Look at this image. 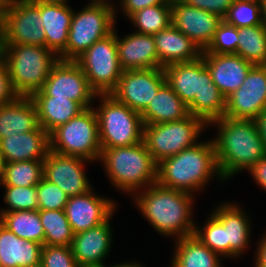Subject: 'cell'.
Segmentation results:
<instances>
[{
    "mask_svg": "<svg viewBox=\"0 0 266 267\" xmlns=\"http://www.w3.org/2000/svg\"><path fill=\"white\" fill-rule=\"evenodd\" d=\"M163 71L166 83L187 105L189 114L202 119L207 125L224 117L226 98L212 82L202 57L167 65Z\"/></svg>",
    "mask_w": 266,
    "mask_h": 267,
    "instance_id": "6da1fadb",
    "label": "cell"
},
{
    "mask_svg": "<svg viewBox=\"0 0 266 267\" xmlns=\"http://www.w3.org/2000/svg\"><path fill=\"white\" fill-rule=\"evenodd\" d=\"M132 199L159 235L177 240L194 234L197 225L192 219L194 195L156 182L136 192Z\"/></svg>",
    "mask_w": 266,
    "mask_h": 267,
    "instance_id": "7a4b0ae2",
    "label": "cell"
},
{
    "mask_svg": "<svg viewBox=\"0 0 266 267\" xmlns=\"http://www.w3.org/2000/svg\"><path fill=\"white\" fill-rule=\"evenodd\" d=\"M217 127L215 145L217 163L224 181L248 170L266 155L264 142L254 120L222 117L208 126Z\"/></svg>",
    "mask_w": 266,
    "mask_h": 267,
    "instance_id": "3957f363",
    "label": "cell"
},
{
    "mask_svg": "<svg viewBox=\"0 0 266 267\" xmlns=\"http://www.w3.org/2000/svg\"><path fill=\"white\" fill-rule=\"evenodd\" d=\"M215 177L224 181L212 139L199 141L195 146L157 163L159 185L192 195L202 191Z\"/></svg>",
    "mask_w": 266,
    "mask_h": 267,
    "instance_id": "277c9868",
    "label": "cell"
},
{
    "mask_svg": "<svg viewBox=\"0 0 266 267\" xmlns=\"http://www.w3.org/2000/svg\"><path fill=\"white\" fill-rule=\"evenodd\" d=\"M99 162L111 184L124 195L132 197L157 182V163L143 141L128 147L102 148Z\"/></svg>",
    "mask_w": 266,
    "mask_h": 267,
    "instance_id": "5b68a950",
    "label": "cell"
},
{
    "mask_svg": "<svg viewBox=\"0 0 266 267\" xmlns=\"http://www.w3.org/2000/svg\"><path fill=\"white\" fill-rule=\"evenodd\" d=\"M8 65L10 80L19 96L31 97L40 91L59 56L37 45H0Z\"/></svg>",
    "mask_w": 266,
    "mask_h": 267,
    "instance_id": "8992f818",
    "label": "cell"
},
{
    "mask_svg": "<svg viewBox=\"0 0 266 267\" xmlns=\"http://www.w3.org/2000/svg\"><path fill=\"white\" fill-rule=\"evenodd\" d=\"M95 99L100 100L94 110L101 148L128 147L143 141L144 124L140 113L111 94H97Z\"/></svg>",
    "mask_w": 266,
    "mask_h": 267,
    "instance_id": "52a82bcc",
    "label": "cell"
},
{
    "mask_svg": "<svg viewBox=\"0 0 266 267\" xmlns=\"http://www.w3.org/2000/svg\"><path fill=\"white\" fill-rule=\"evenodd\" d=\"M49 140L50 150L55 153L98 162L102 148L94 106L58 126L49 134Z\"/></svg>",
    "mask_w": 266,
    "mask_h": 267,
    "instance_id": "ba28073f",
    "label": "cell"
},
{
    "mask_svg": "<svg viewBox=\"0 0 266 267\" xmlns=\"http://www.w3.org/2000/svg\"><path fill=\"white\" fill-rule=\"evenodd\" d=\"M117 9L103 4L88 3L82 10H73L66 49L61 60L75 61L96 41L115 29Z\"/></svg>",
    "mask_w": 266,
    "mask_h": 267,
    "instance_id": "9c48e42d",
    "label": "cell"
},
{
    "mask_svg": "<svg viewBox=\"0 0 266 267\" xmlns=\"http://www.w3.org/2000/svg\"><path fill=\"white\" fill-rule=\"evenodd\" d=\"M208 125L200 118L189 114L186 118L165 123L143 126V142L153 160L178 154L195 146Z\"/></svg>",
    "mask_w": 266,
    "mask_h": 267,
    "instance_id": "30bf717a",
    "label": "cell"
},
{
    "mask_svg": "<svg viewBox=\"0 0 266 267\" xmlns=\"http://www.w3.org/2000/svg\"><path fill=\"white\" fill-rule=\"evenodd\" d=\"M116 27L106 37L92 44L75 61L97 94H110L122 75L116 44Z\"/></svg>",
    "mask_w": 266,
    "mask_h": 267,
    "instance_id": "8fae6325",
    "label": "cell"
},
{
    "mask_svg": "<svg viewBox=\"0 0 266 267\" xmlns=\"http://www.w3.org/2000/svg\"><path fill=\"white\" fill-rule=\"evenodd\" d=\"M0 45L45 47L40 1L22 0L2 7Z\"/></svg>",
    "mask_w": 266,
    "mask_h": 267,
    "instance_id": "7c38bea8",
    "label": "cell"
},
{
    "mask_svg": "<svg viewBox=\"0 0 266 267\" xmlns=\"http://www.w3.org/2000/svg\"><path fill=\"white\" fill-rule=\"evenodd\" d=\"M96 95L76 61L59 59L41 90L32 96L68 98L76 101L83 109H87L93 107Z\"/></svg>",
    "mask_w": 266,
    "mask_h": 267,
    "instance_id": "4fadbf2b",
    "label": "cell"
},
{
    "mask_svg": "<svg viewBox=\"0 0 266 267\" xmlns=\"http://www.w3.org/2000/svg\"><path fill=\"white\" fill-rule=\"evenodd\" d=\"M165 83L163 68L126 70L110 94L141 114Z\"/></svg>",
    "mask_w": 266,
    "mask_h": 267,
    "instance_id": "5bb4252c",
    "label": "cell"
},
{
    "mask_svg": "<svg viewBox=\"0 0 266 267\" xmlns=\"http://www.w3.org/2000/svg\"><path fill=\"white\" fill-rule=\"evenodd\" d=\"M266 109V67L253 65L242 85L226 98L225 117L254 120Z\"/></svg>",
    "mask_w": 266,
    "mask_h": 267,
    "instance_id": "9a60e30c",
    "label": "cell"
},
{
    "mask_svg": "<svg viewBox=\"0 0 266 267\" xmlns=\"http://www.w3.org/2000/svg\"><path fill=\"white\" fill-rule=\"evenodd\" d=\"M43 162V177L56 184L69 197L84 194L92 189V183L84 169L85 164L91 161L49 150Z\"/></svg>",
    "mask_w": 266,
    "mask_h": 267,
    "instance_id": "2e32d148",
    "label": "cell"
},
{
    "mask_svg": "<svg viewBox=\"0 0 266 267\" xmlns=\"http://www.w3.org/2000/svg\"><path fill=\"white\" fill-rule=\"evenodd\" d=\"M223 19L217 14L171 0V24L190 38L201 51L210 45Z\"/></svg>",
    "mask_w": 266,
    "mask_h": 267,
    "instance_id": "e0dca14e",
    "label": "cell"
},
{
    "mask_svg": "<svg viewBox=\"0 0 266 267\" xmlns=\"http://www.w3.org/2000/svg\"><path fill=\"white\" fill-rule=\"evenodd\" d=\"M116 209L114 200L99 196L92 188L84 194L69 197L64 211L76 234L106 222L114 216Z\"/></svg>",
    "mask_w": 266,
    "mask_h": 267,
    "instance_id": "ac0fdd59",
    "label": "cell"
},
{
    "mask_svg": "<svg viewBox=\"0 0 266 267\" xmlns=\"http://www.w3.org/2000/svg\"><path fill=\"white\" fill-rule=\"evenodd\" d=\"M111 218L86 231L74 234L70 245L79 266H102L111 251L113 230Z\"/></svg>",
    "mask_w": 266,
    "mask_h": 267,
    "instance_id": "d6986e66",
    "label": "cell"
},
{
    "mask_svg": "<svg viewBox=\"0 0 266 267\" xmlns=\"http://www.w3.org/2000/svg\"><path fill=\"white\" fill-rule=\"evenodd\" d=\"M205 66L208 68L212 82L225 98L236 91L245 80L252 63L241 56L230 54L202 53Z\"/></svg>",
    "mask_w": 266,
    "mask_h": 267,
    "instance_id": "ffe728a7",
    "label": "cell"
},
{
    "mask_svg": "<svg viewBox=\"0 0 266 267\" xmlns=\"http://www.w3.org/2000/svg\"><path fill=\"white\" fill-rule=\"evenodd\" d=\"M236 203L222 202L211 212L224 226L229 258L244 255L251 239V218Z\"/></svg>",
    "mask_w": 266,
    "mask_h": 267,
    "instance_id": "44dd1931",
    "label": "cell"
},
{
    "mask_svg": "<svg viewBox=\"0 0 266 267\" xmlns=\"http://www.w3.org/2000/svg\"><path fill=\"white\" fill-rule=\"evenodd\" d=\"M116 44L123 71L159 68L153 35L132 32L120 38L116 32Z\"/></svg>",
    "mask_w": 266,
    "mask_h": 267,
    "instance_id": "7402d4cb",
    "label": "cell"
},
{
    "mask_svg": "<svg viewBox=\"0 0 266 267\" xmlns=\"http://www.w3.org/2000/svg\"><path fill=\"white\" fill-rule=\"evenodd\" d=\"M0 148L4 163L44 161L50 150L49 134L39 125L34 131L2 138Z\"/></svg>",
    "mask_w": 266,
    "mask_h": 267,
    "instance_id": "603a6c76",
    "label": "cell"
},
{
    "mask_svg": "<svg viewBox=\"0 0 266 267\" xmlns=\"http://www.w3.org/2000/svg\"><path fill=\"white\" fill-rule=\"evenodd\" d=\"M73 8L68 2L40 1L45 47L58 56L66 49Z\"/></svg>",
    "mask_w": 266,
    "mask_h": 267,
    "instance_id": "cb8c5ba5",
    "label": "cell"
},
{
    "mask_svg": "<svg viewBox=\"0 0 266 267\" xmlns=\"http://www.w3.org/2000/svg\"><path fill=\"white\" fill-rule=\"evenodd\" d=\"M153 36L159 59V68H164L173 63L195 61L202 55L199 47L172 24Z\"/></svg>",
    "mask_w": 266,
    "mask_h": 267,
    "instance_id": "d4e9b609",
    "label": "cell"
},
{
    "mask_svg": "<svg viewBox=\"0 0 266 267\" xmlns=\"http://www.w3.org/2000/svg\"><path fill=\"white\" fill-rule=\"evenodd\" d=\"M42 244L16 236L0 223V262L2 267L40 265Z\"/></svg>",
    "mask_w": 266,
    "mask_h": 267,
    "instance_id": "484cf974",
    "label": "cell"
},
{
    "mask_svg": "<svg viewBox=\"0 0 266 267\" xmlns=\"http://www.w3.org/2000/svg\"><path fill=\"white\" fill-rule=\"evenodd\" d=\"M39 126L37 109L31 97L19 96L0 106V140L34 131Z\"/></svg>",
    "mask_w": 266,
    "mask_h": 267,
    "instance_id": "4316f807",
    "label": "cell"
},
{
    "mask_svg": "<svg viewBox=\"0 0 266 267\" xmlns=\"http://www.w3.org/2000/svg\"><path fill=\"white\" fill-rule=\"evenodd\" d=\"M189 115L187 105L172 88L165 83L141 113L144 125L173 122Z\"/></svg>",
    "mask_w": 266,
    "mask_h": 267,
    "instance_id": "83f0119b",
    "label": "cell"
},
{
    "mask_svg": "<svg viewBox=\"0 0 266 267\" xmlns=\"http://www.w3.org/2000/svg\"><path fill=\"white\" fill-rule=\"evenodd\" d=\"M39 125L50 134L58 126L67 123L84 109L73 100L52 96H31Z\"/></svg>",
    "mask_w": 266,
    "mask_h": 267,
    "instance_id": "f1b7e54d",
    "label": "cell"
},
{
    "mask_svg": "<svg viewBox=\"0 0 266 267\" xmlns=\"http://www.w3.org/2000/svg\"><path fill=\"white\" fill-rule=\"evenodd\" d=\"M175 241L170 267H223L221 256L211 251L194 234Z\"/></svg>",
    "mask_w": 266,
    "mask_h": 267,
    "instance_id": "f546056e",
    "label": "cell"
},
{
    "mask_svg": "<svg viewBox=\"0 0 266 267\" xmlns=\"http://www.w3.org/2000/svg\"><path fill=\"white\" fill-rule=\"evenodd\" d=\"M0 223L19 238L44 245V228L39 210L0 213Z\"/></svg>",
    "mask_w": 266,
    "mask_h": 267,
    "instance_id": "4dcf8cb0",
    "label": "cell"
},
{
    "mask_svg": "<svg viewBox=\"0 0 266 267\" xmlns=\"http://www.w3.org/2000/svg\"><path fill=\"white\" fill-rule=\"evenodd\" d=\"M237 55L253 65L266 64V26L238 28Z\"/></svg>",
    "mask_w": 266,
    "mask_h": 267,
    "instance_id": "1f68e13d",
    "label": "cell"
},
{
    "mask_svg": "<svg viewBox=\"0 0 266 267\" xmlns=\"http://www.w3.org/2000/svg\"><path fill=\"white\" fill-rule=\"evenodd\" d=\"M44 162L29 160L5 163L0 174V186H36L42 179Z\"/></svg>",
    "mask_w": 266,
    "mask_h": 267,
    "instance_id": "d6a6232c",
    "label": "cell"
},
{
    "mask_svg": "<svg viewBox=\"0 0 266 267\" xmlns=\"http://www.w3.org/2000/svg\"><path fill=\"white\" fill-rule=\"evenodd\" d=\"M128 20L137 29L135 32L154 35L171 24V0L145 7L133 13Z\"/></svg>",
    "mask_w": 266,
    "mask_h": 267,
    "instance_id": "836d02e7",
    "label": "cell"
},
{
    "mask_svg": "<svg viewBox=\"0 0 266 267\" xmlns=\"http://www.w3.org/2000/svg\"><path fill=\"white\" fill-rule=\"evenodd\" d=\"M44 228V245L70 246L74 232L64 210H39Z\"/></svg>",
    "mask_w": 266,
    "mask_h": 267,
    "instance_id": "e575fe53",
    "label": "cell"
},
{
    "mask_svg": "<svg viewBox=\"0 0 266 267\" xmlns=\"http://www.w3.org/2000/svg\"><path fill=\"white\" fill-rule=\"evenodd\" d=\"M207 217L204 226H195L194 235L211 251L220 255L222 260H227L229 243H226L224 226L212 213Z\"/></svg>",
    "mask_w": 266,
    "mask_h": 267,
    "instance_id": "d590c367",
    "label": "cell"
},
{
    "mask_svg": "<svg viewBox=\"0 0 266 267\" xmlns=\"http://www.w3.org/2000/svg\"><path fill=\"white\" fill-rule=\"evenodd\" d=\"M223 20L236 28L263 24L261 0H234Z\"/></svg>",
    "mask_w": 266,
    "mask_h": 267,
    "instance_id": "8d00e7d4",
    "label": "cell"
},
{
    "mask_svg": "<svg viewBox=\"0 0 266 267\" xmlns=\"http://www.w3.org/2000/svg\"><path fill=\"white\" fill-rule=\"evenodd\" d=\"M5 194L3 196L7 208L0 209V213L21 211V210H38V195L36 186L19 187L3 186Z\"/></svg>",
    "mask_w": 266,
    "mask_h": 267,
    "instance_id": "74e56055",
    "label": "cell"
},
{
    "mask_svg": "<svg viewBox=\"0 0 266 267\" xmlns=\"http://www.w3.org/2000/svg\"><path fill=\"white\" fill-rule=\"evenodd\" d=\"M238 45V28L222 20L214 37L202 53L230 54L236 53Z\"/></svg>",
    "mask_w": 266,
    "mask_h": 267,
    "instance_id": "f35d334b",
    "label": "cell"
},
{
    "mask_svg": "<svg viewBox=\"0 0 266 267\" xmlns=\"http://www.w3.org/2000/svg\"><path fill=\"white\" fill-rule=\"evenodd\" d=\"M38 210H64L69 196L44 177L36 185Z\"/></svg>",
    "mask_w": 266,
    "mask_h": 267,
    "instance_id": "ab89813d",
    "label": "cell"
},
{
    "mask_svg": "<svg viewBox=\"0 0 266 267\" xmlns=\"http://www.w3.org/2000/svg\"><path fill=\"white\" fill-rule=\"evenodd\" d=\"M42 267H80L70 246L42 245Z\"/></svg>",
    "mask_w": 266,
    "mask_h": 267,
    "instance_id": "60d3db41",
    "label": "cell"
},
{
    "mask_svg": "<svg viewBox=\"0 0 266 267\" xmlns=\"http://www.w3.org/2000/svg\"><path fill=\"white\" fill-rule=\"evenodd\" d=\"M18 97L10 80L8 65L0 54V106L11 103Z\"/></svg>",
    "mask_w": 266,
    "mask_h": 267,
    "instance_id": "b9f144b4",
    "label": "cell"
},
{
    "mask_svg": "<svg viewBox=\"0 0 266 267\" xmlns=\"http://www.w3.org/2000/svg\"><path fill=\"white\" fill-rule=\"evenodd\" d=\"M188 6L196 7L217 14L222 19L226 16L234 0H180Z\"/></svg>",
    "mask_w": 266,
    "mask_h": 267,
    "instance_id": "7bdbcfd3",
    "label": "cell"
},
{
    "mask_svg": "<svg viewBox=\"0 0 266 267\" xmlns=\"http://www.w3.org/2000/svg\"><path fill=\"white\" fill-rule=\"evenodd\" d=\"M167 0H122L119 4L124 16L128 19L133 13L145 7L164 4Z\"/></svg>",
    "mask_w": 266,
    "mask_h": 267,
    "instance_id": "ee69618b",
    "label": "cell"
},
{
    "mask_svg": "<svg viewBox=\"0 0 266 267\" xmlns=\"http://www.w3.org/2000/svg\"><path fill=\"white\" fill-rule=\"evenodd\" d=\"M246 172H249L255 183L266 191V155L260 158Z\"/></svg>",
    "mask_w": 266,
    "mask_h": 267,
    "instance_id": "f6af8a7d",
    "label": "cell"
},
{
    "mask_svg": "<svg viewBox=\"0 0 266 267\" xmlns=\"http://www.w3.org/2000/svg\"><path fill=\"white\" fill-rule=\"evenodd\" d=\"M259 238L255 251L254 267H266V232Z\"/></svg>",
    "mask_w": 266,
    "mask_h": 267,
    "instance_id": "bcb514c9",
    "label": "cell"
},
{
    "mask_svg": "<svg viewBox=\"0 0 266 267\" xmlns=\"http://www.w3.org/2000/svg\"><path fill=\"white\" fill-rule=\"evenodd\" d=\"M256 126L259 132V135L261 136L263 142H264V148L266 151V109L261 112L255 119Z\"/></svg>",
    "mask_w": 266,
    "mask_h": 267,
    "instance_id": "7dc6e473",
    "label": "cell"
},
{
    "mask_svg": "<svg viewBox=\"0 0 266 267\" xmlns=\"http://www.w3.org/2000/svg\"><path fill=\"white\" fill-rule=\"evenodd\" d=\"M110 267H145L143 266V264L141 263H136V261H132V262H126L125 263H118V264H114V265H110Z\"/></svg>",
    "mask_w": 266,
    "mask_h": 267,
    "instance_id": "c3c4849f",
    "label": "cell"
},
{
    "mask_svg": "<svg viewBox=\"0 0 266 267\" xmlns=\"http://www.w3.org/2000/svg\"><path fill=\"white\" fill-rule=\"evenodd\" d=\"M92 1V2H91ZM90 1V3H95V4H103V5H108V6H111V7H113V8H117L116 6H114L115 4L113 3H111V1L110 0H91ZM110 1V2H109ZM121 1L122 0H120V2L119 3H121Z\"/></svg>",
    "mask_w": 266,
    "mask_h": 267,
    "instance_id": "681fc988",
    "label": "cell"
},
{
    "mask_svg": "<svg viewBox=\"0 0 266 267\" xmlns=\"http://www.w3.org/2000/svg\"><path fill=\"white\" fill-rule=\"evenodd\" d=\"M261 7L263 24L266 26V0H261Z\"/></svg>",
    "mask_w": 266,
    "mask_h": 267,
    "instance_id": "f907efd6",
    "label": "cell"
},
{
    "mask_svg": "<svg viewBox=\"0 0 266 267\" xmlns=\"http://www.w3.org/2000/svg\"><path fill=\"white\" fill-rule=\"evenodd\" d=\"M18 1H22V0H0V5L3 7L7 4L18 2Z\"/></svg>",
    "mask_w": 266,
    "mask_h": 267,
    "instance_id": "816d5d0a",
    "label": "cell"
},
{
    "mask_svg": "<svg viewBox=\"0 0 266 267\" xmlns=\"http://www.w3.org/2000/svg\"><path fill=\"white\" fill-rule=\"evenodd\" d=\"M4 164L5 163H4V160H3V157H2V153H1V148H0V174L2 172Z\"/></svg>",
    "mask_w": 266,
    "mask_h": 267,
    "instance_id": "f5cc1de1",
    "label": "cell"
},
{
    "mask_svg": "<svg viewBox=\"0 0 266 267\" xmlns=\"http://www.w3.org/2000/svg\"><path fill=\"white\" fill-rule=\"evenodd\" d=\"M2 10H0V43H1Z\"/></svg>",
    "mask_w": 266,
    "mask_h": 267,
    "instance_id": "db71d44e",
    "label": "cell"
},
{
    "mask_svg": "<svg viewBox=\"0 0 266 267\" xmlns=\"http://www.w3.org/2000/svg\"><path fill=\"white\" fill-rule=\"evenodd\" d=\"M30 1H62V2H67L68 0H30Z\"/></svg>",
    "mask_w": 266,
    "mask_h": 267,
    "instance_id": "11a10c76",
    "label": "cell"
},
{
    "mask_svg": "<svg viewBox=\"0 0 266 267\" xmlns=\"http://www.w3.org/2000/svg\"><path fill=\"white\" fill-rule=\"evenodd\" d=\"M81 267H110V265L109 266H106V265H102V266H81Z\"/></svg>",
    "mask_w": 266,
    "mask_h": 267,
    "instance_id": "9f6ffc18",
    "label": "cell"
}]
</instances>
